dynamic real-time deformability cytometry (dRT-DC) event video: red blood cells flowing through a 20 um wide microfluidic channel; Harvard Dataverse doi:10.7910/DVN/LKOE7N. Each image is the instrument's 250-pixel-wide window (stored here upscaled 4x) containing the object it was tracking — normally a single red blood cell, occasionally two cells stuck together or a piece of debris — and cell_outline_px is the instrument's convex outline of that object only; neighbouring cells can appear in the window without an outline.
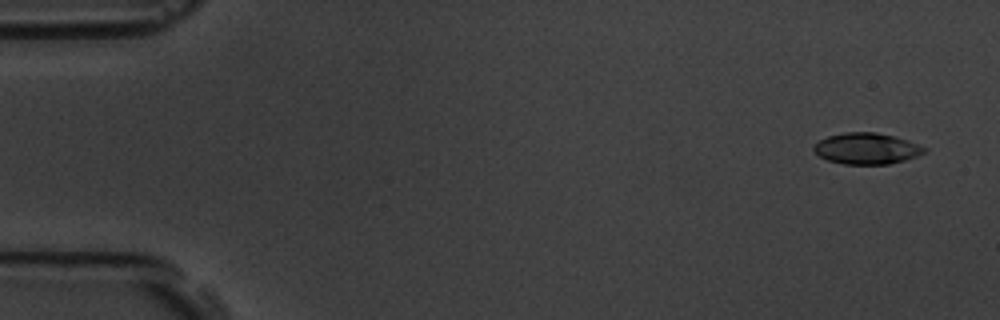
{"species": "common noctule bat (a hibernating species)", "species_latin": "Nyctalus noctula", "temperature_condition": "room temperature", "stored_images_in_passage": 5, "camera_frame_rate_fps": 3000, "um_per_image_px": 0.085, "animal": {"sex": "male", "body_mass_g": 19.5, "forearm_length_mm": 54.6}, "frame": {"image": 1, "passage_image": 1, "time_ms": 0.0, "image_size_px": [1000, 320], "cell_outline_px": [[928, 148], [924, 152], [916, 156], [904, 160], [888, 164], [844, 164], [828, 160], [820, 156], [812, 148], [820, 140], [828, 136], [844, 132], [876, 132], [892, 136]], "centroid_in_image_um": [73.64, 12.62], "position_along_channel_um": 11.4, "area_um2": 19.71}}
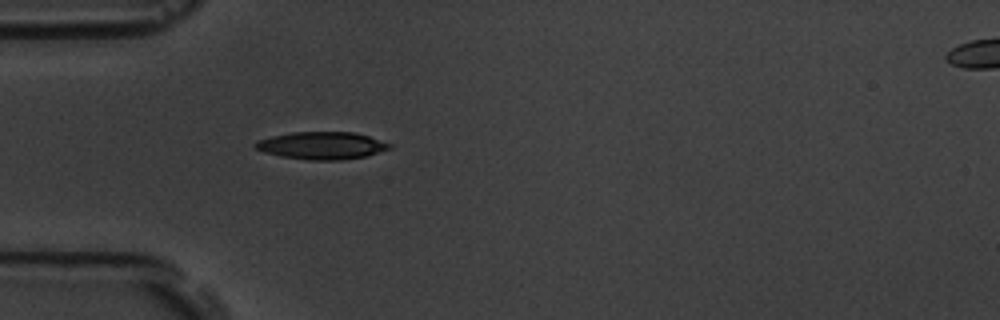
{"frame": {"image": 2, "passage_image": 5, "time_ms": 4.667, "image_size_px": [1000, 320], "cell_outline_px": [[392, 148], [368, 156], [340, 160], [308, 160], [280, 156], [264, 152], [256, 148], [252, 144], [256, 140], [272, 136], [292, 132], [352, 132], [368, 136], [392, 144]], "centroid_in_image_um": [27.35, 12.37], "position_along_channel_um": 57.7, "area_um2": 21.56}}